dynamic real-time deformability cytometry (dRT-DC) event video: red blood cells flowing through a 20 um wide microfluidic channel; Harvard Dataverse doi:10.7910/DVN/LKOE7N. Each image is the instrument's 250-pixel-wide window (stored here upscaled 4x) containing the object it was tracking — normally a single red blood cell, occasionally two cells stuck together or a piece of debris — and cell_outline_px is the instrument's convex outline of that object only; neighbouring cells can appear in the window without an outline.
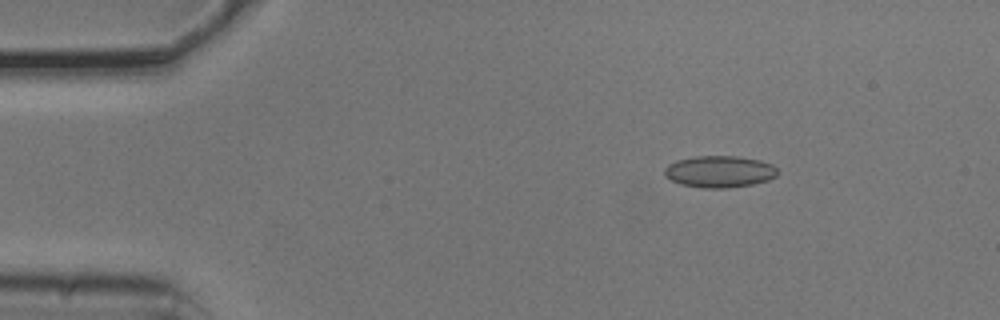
{"species": "common noctule bat (a hibernating species)", "species_latin": "Nyctalus noctula", "temperature_condition": "cold", "stored_images_in_passage": 5, "camera_frame_rate_fps": 3000, "um_per_image_px": 0.085, "animal": {"sex": "male", "body_mass_g": 20.5, "forearm_length_mm": 52.5}, "frame": {"image": 1, "passage_image": 3, "time_ms": 0.667, "image_size_px": [1000, 320], "cell_outline_px": [[780, 172], [776, 176], [768, 180], [752, 184], [728, 188], [700, 188], [680, 184], [664, 176], [664, 168], [668, 164], [676, 160], [696, 156], [736, 156], [760, 160], [772, 164]], "centroid_in_image_um": [61.15, 14.59], "position_along_channel_um": 23.9, "area_um2": 21.1}}